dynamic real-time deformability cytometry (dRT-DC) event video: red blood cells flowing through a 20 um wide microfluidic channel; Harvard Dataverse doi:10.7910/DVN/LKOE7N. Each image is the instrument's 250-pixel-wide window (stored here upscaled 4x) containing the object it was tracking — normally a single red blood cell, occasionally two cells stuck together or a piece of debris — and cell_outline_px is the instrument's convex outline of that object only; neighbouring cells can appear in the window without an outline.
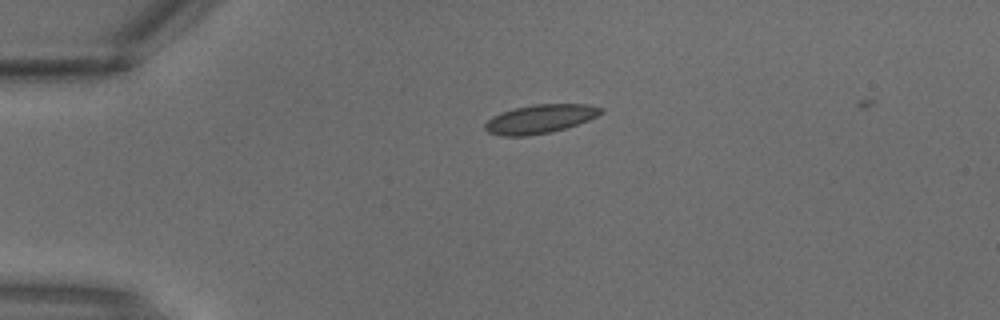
{"species": "common noctule bat (a hibernating species)", "species_latin": "Nyctalus noctula", "temperature_condition": "warm", "stored_images_in_passage": 2, "camera_frame_rate_fps": 3000, "um_per_image_px": 0.085, "animal": {"sex": "male", "body_mass_g": 18.8}, "frame": {"image": 1, "passage_image": 2, "time_ms": 0.333, "image_size_px": [1000, 320], "cell_outline_px": [[604, 112], [588, 120], [552, 132], [528, 136], [500, 136], [488, 132], [484, 128], [484, 124], [492, 116], [500, 112], [516, 108], [536, 104], [588, 104], [604, 108]], "centroid_in_image_um": [45.89, 10.11], "position_along_channel_um": 39.1, "area_um2": 19.42}}